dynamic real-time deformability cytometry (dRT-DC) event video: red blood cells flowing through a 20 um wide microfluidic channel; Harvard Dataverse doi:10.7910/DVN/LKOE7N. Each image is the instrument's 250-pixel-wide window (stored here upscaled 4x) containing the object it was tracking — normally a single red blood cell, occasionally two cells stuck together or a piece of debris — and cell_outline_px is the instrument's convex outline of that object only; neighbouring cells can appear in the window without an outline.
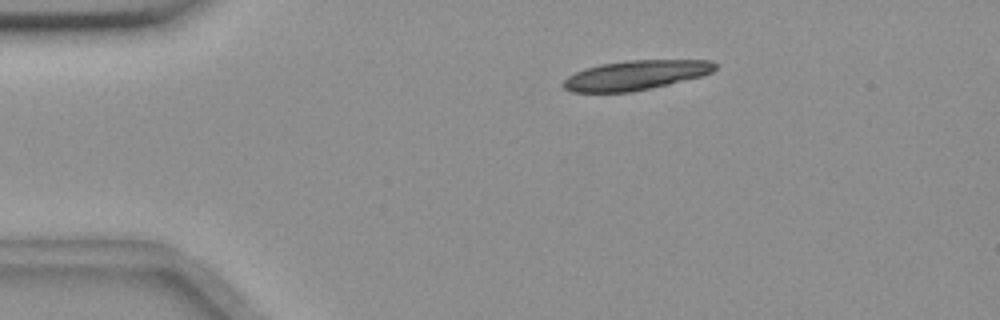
{"species": "common noctule bat (a hibernating species)", "species_latin": "Nyctalus noctula", "temperature_condition": "room temperature", "stored_images_in_passage": 7, "camera_frame_rate_fps": 3000, "um_per_image_px": 0.085, "animal": {"sex": "female", "body_mass_g": 18.4}, "frame": {"image": 1, "passage_image": 4, "time_ms": 3.333, "image_size_px": [1000, 320], "cell_outline_px": [[720, 64], [712, 72], [700, 76], [652, 88], [632, 92], [572, 92], [564, 88], [560, 84], [568, 76], [584, 68], [600, 64], [628, 60], [712, 60]], "centroid_in_image_um": [54.03, 6.38], "position_along_channel_um": 31.0, "area_um2": 26.24}}